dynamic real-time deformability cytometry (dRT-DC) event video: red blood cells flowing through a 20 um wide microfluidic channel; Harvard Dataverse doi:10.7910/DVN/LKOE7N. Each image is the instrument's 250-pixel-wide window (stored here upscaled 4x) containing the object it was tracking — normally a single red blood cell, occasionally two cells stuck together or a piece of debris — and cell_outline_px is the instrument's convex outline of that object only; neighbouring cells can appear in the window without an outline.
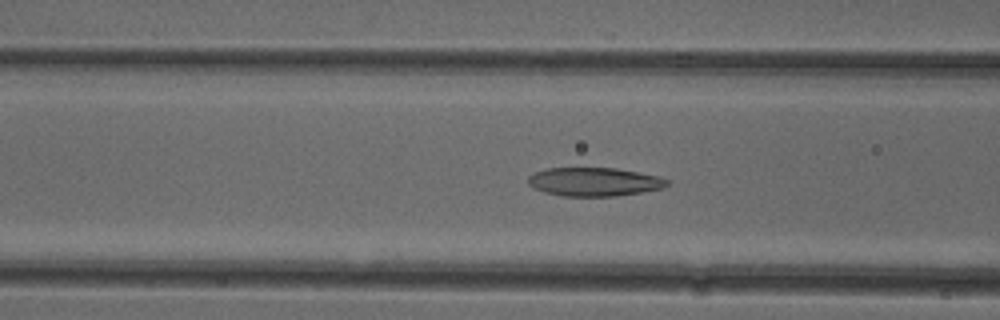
{"species": "common noctule bat (a hibernating species)", "species_latin": "Nyctalus noctula", "temperature_condition": "cold", "stored_images_in_passage": 45, "camera_frame_rate_fps": 3000, "um_per_image_px": 0.085, "animal": {"sex": "female"}, "frame": {"image": 1, "passage_image": 20, "time_ms": 6.333, "image_size_px": [1000, 320], "cell_outline_px": [[668, 184], [664, 188], [616, 196], [564, 196], [544, 192], [532, 188], [528, 184], [528, 176], [544, 168], [616, 168], [660, 176], [668, 180]], "centroid_in_image_um": [50.49, 15.45], "position_along_channel_um": 116.1, "area_um2": 23.24}}
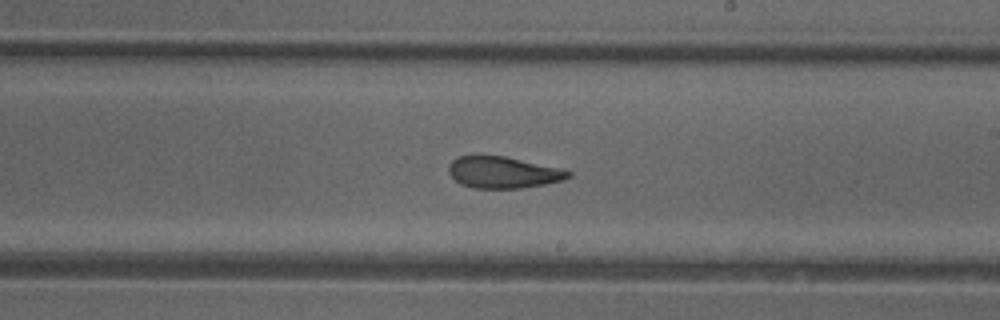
{"frame": {"image": 2, "passage_image": 30, "time_ms": 9.667, "image_size_px": [1000, 320], "cell_outline_px": [[572, 176], [564, 180], [544, 184], [520, 188], [476, 188], [460, 184], [448, 172], [448, 164], [456, 156], [504, 156], [564, 168], [572, 172]], "centroid_in_image_um": [42.8, 14.65], "position_along_channel_um": 246.2, "area_um2": 22.14}}
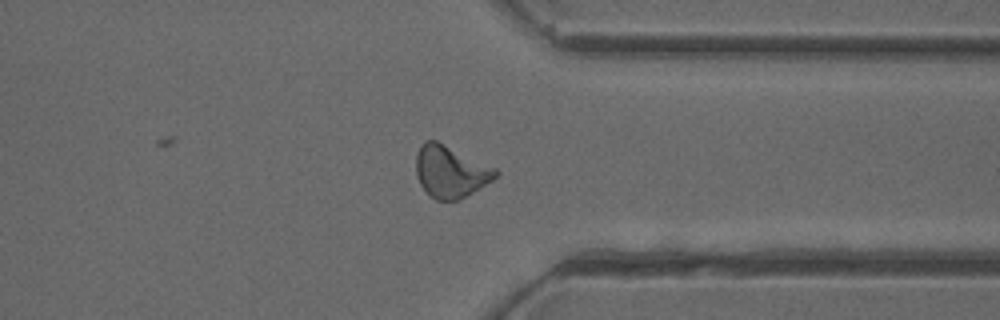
{"frame": {"image": 3, "passage_image": 40, "time_ms": 13.0, "image_size_px": [1000, 320], "cell_outline_px": [[500, 172], [492, 180], [472, 192], [456, 200], [436, 200], [420, 184], [416, 176], [416, 152], [420, 144], [424, 140], [436, 140], [496, 168]], "centroid_in_image_um": [38.26, 14.55], "position_along_channel_um": 373.1, "area_um2": 23.81}, "authors_computed_cell_mechanics": {"area_um2": 23.6402, "velocity_mm_per_s": 3.8941, "shape_relaxation_time_tau1_ms": 7.3185, "shape_relaxation_time_tau2_ms": 2.6436, "deformation_change_tau1": 0.1904, "deformation_change_tau2": 0.0995}}